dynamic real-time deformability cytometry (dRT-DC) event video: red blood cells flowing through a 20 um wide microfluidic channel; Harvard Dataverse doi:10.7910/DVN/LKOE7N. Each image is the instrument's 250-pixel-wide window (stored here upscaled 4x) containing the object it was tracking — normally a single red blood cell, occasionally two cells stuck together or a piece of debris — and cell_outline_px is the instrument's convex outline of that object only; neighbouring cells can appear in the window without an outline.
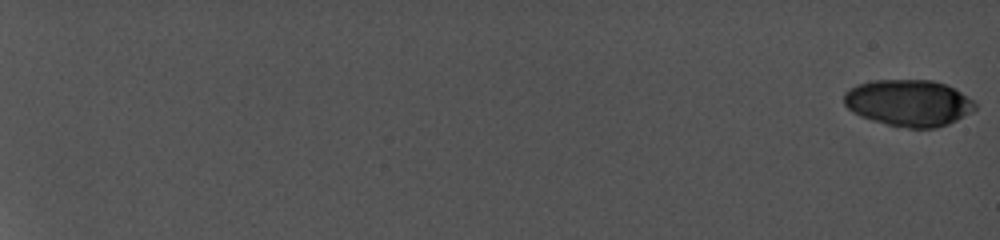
{"species": "common noctule bat (a hibernating species)", "species_latin": "Nyctalus noctula", "temperature_condition": "cold", "stored_images_in_passage": 18, "camera_frame_rate_fps": 5000, "um_per_image_px": 0.085, "animal": {"sex": "female", "body_mass_g": 19.0, "forearm_length_mm": 56.7}, "frame": {"image": 1, "passage_image": 1, "time_ms": 0.0, "image_size_px": [1000, 240], "cell_outline_px": [[976, 108], [972, 112], [948, 124], [936, 128], [908, 128], [888, 124], [872, 120], [860, 116], [852, 112], [844, 104], [844, 92], [848, 88], [856, 84], [872, 80], [932, 80], [944, 84], [960, 92], [972, 100], [976, 104]], "centroid_in_image_um": [77.2, 8.74], "position_along_channel_um": 7.8, "area_um2": 35.55}}